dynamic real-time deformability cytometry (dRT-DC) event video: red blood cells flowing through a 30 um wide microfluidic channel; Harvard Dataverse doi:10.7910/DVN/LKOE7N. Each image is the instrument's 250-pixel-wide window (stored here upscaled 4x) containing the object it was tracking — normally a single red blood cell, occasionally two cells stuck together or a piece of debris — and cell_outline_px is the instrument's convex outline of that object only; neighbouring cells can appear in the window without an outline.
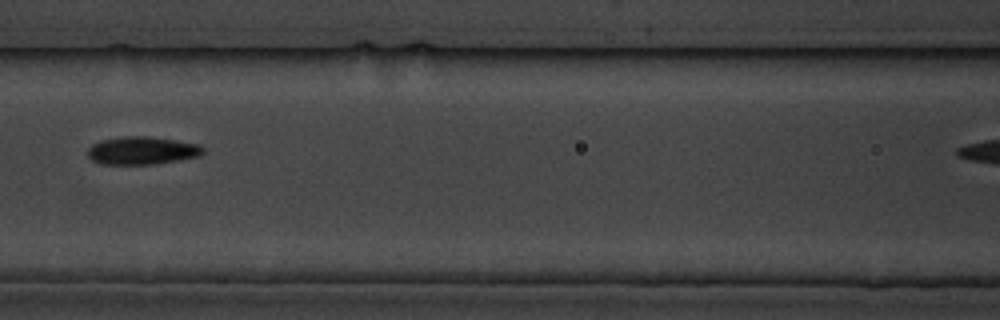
{"species": "common noctule bat (a hibernating species)", "species_latin": "Nyctalus noctula", "temperature_condition": "cold", "stored_images_in_passage": 11, "camera_frame_rate_fps": 3000, "um_per_image_px": 0.085, "animal": {"sex": "male", "body_mass_g": 19.5, "forearm_length_mm": 54.6}, "frame": {"image": 1, "passage_image": 4, "time_ms": 3.333, "image_size_px": [1000, 320], "cell_outline_px": [[204, 152], [200, 156], [180, 160], [152, 164], [100, 164], [92, 160], [88, 156], [88, 148], [92, 144], [100, 140], [124, 136], [148, 136], [176, 140], [200, 144], [204, 148]], "centroid_in_image_um": [12.08, 12.79], "position_along_channel_um": 154.5, "area_um2": 18.9}}
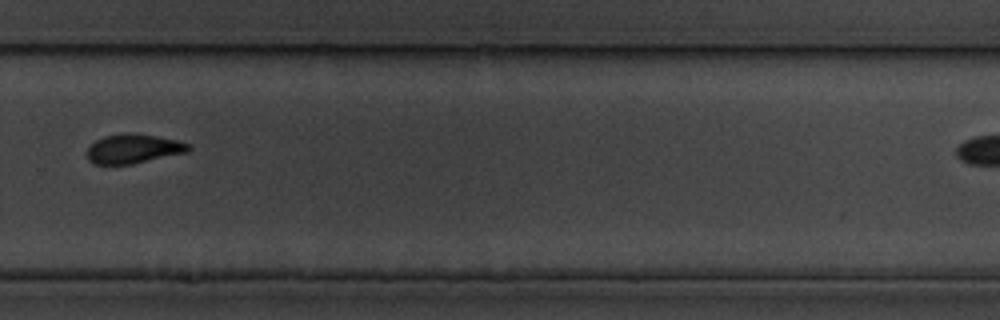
{"frame": {"image": 2, "passage_image": 8, "time_ms": 8.0, "image_size_px": [1000, 320], "cell_outline_px": [[192, 148], [188, 152], [132, 164], [92, 164], [88, 160], [88, 148], [96, 140], [104, 136], [124, 132], [132, 132], [156, 136], [176, 140], [192, 144]], "centroid_in_image_um": [11.36, 12.63], "position_along_channel_um": 318.4, "area_um2": 17.46}}